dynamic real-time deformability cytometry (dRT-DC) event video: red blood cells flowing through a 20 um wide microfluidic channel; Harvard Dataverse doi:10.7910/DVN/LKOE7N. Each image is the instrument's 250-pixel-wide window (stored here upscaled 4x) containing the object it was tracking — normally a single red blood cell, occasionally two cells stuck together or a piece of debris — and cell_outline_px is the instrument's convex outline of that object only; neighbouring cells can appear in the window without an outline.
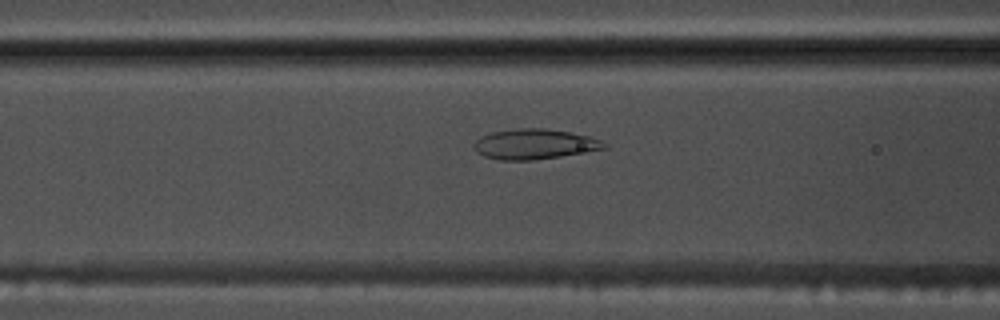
{"species": "common noctule bat (a hibernating species)", "species_latin": "Nyctalus noctula", "temperature_condition": "warm", "stored_images_in_passage": 35, "camera_frame_rate_fps": 3000, "um_per_image_px": 0.085, "animal": {"sex": "male", "body_mass_g": 17.5, "forearm_length_mm": 52.3}, "frame": {"image": 1, "passage_image": 6, "time_ms": 1.667, "image_size_px": [1000, 320], "cell_outline_px": [[608, 148], [560, 156], [532, 160], [500, 160], [484, 156], [476, 152], [472, 148], [472, 144], [480, 136], [492, 132], [516, 128], [544, 128], [568, 132], [588, 136], [600, 140], [608, 144]], "centroid_in_image_um": [45.39, 12.25], "position_along_channel_um": 121.2, "area_um2": 22.95}}
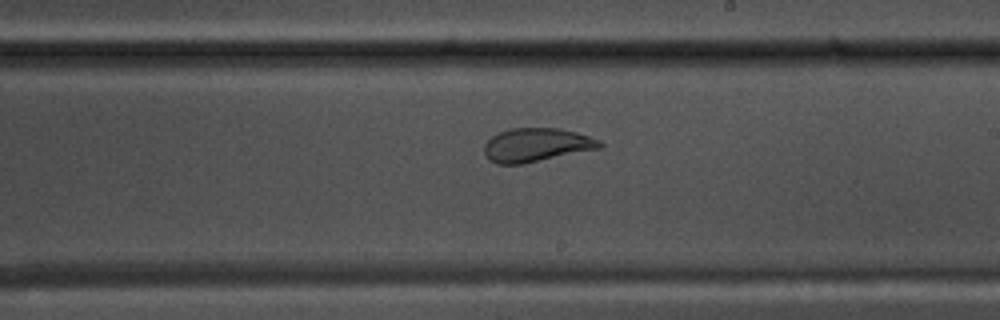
{"frame": {"image": 2, "passage_image": 16, "time_ms": 5.0, "image_size_px": [1000, 320], "cell_outline_px": [[604, 144], [600, 148], [520, 164], [496, 164], [488, 160], [484, 152], [484, 144], [492, 136], [500, 132], [512, 128], [560, 128], [576, 132], [600, 140]], "centroid_in_image_um": [45.57, 12.32], "position_along_channel_um": 243.4, "area_um2": 22.48}}
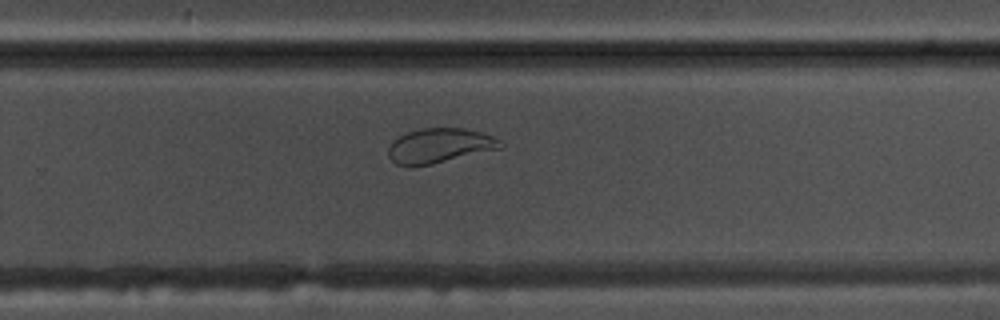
{"frame": {"image": 3, "passage_image": 20, "time_ms": 6.333, "image_size_px": [1000, 320], "cell_outline_px": [[504, 148], [432, 164], [412, 168], [408, 168], [396, 164], [388, 156], [388, 148], [392, 140], [408, 132], [420, 128], [460, 128], [480, 132], [492, 136], [500, 140], [504, 144]], "centroid_in_image_um": [37.34, 12.41], "position_along_channel_um": 292.5, "area_um2": 23.0}, "authors_computed_cell_mechanics": {"area_um2": 23.6402, "velocity_mm_per_s": 3.6782, "shape_relaxation_time_tau1_ms": 7.8263, "shape_relaxation_time_tau2_ms": 0.9734, "deformation_change_tau1": 0.2028, "deformation_change_tau2": 0.0768}}